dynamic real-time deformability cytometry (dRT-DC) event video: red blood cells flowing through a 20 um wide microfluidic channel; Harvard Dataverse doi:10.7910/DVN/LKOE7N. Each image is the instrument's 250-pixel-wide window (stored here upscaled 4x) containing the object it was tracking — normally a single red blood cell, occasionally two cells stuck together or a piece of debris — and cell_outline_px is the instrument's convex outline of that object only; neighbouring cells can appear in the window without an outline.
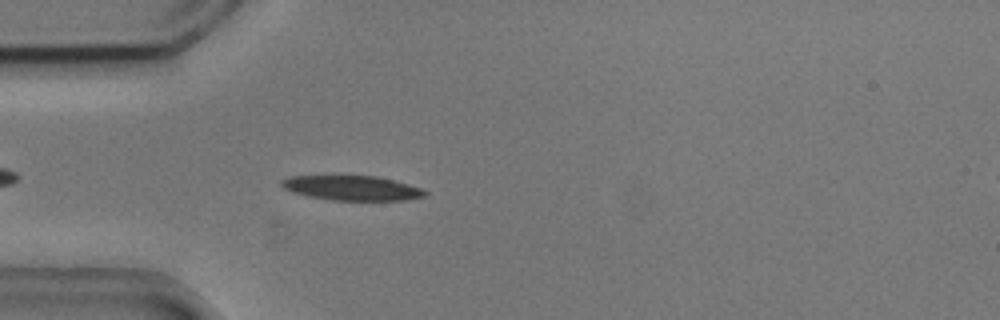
{"species": "common noctule bat (a hibernating species)", "species_latin": "Nyctalus noctula", "temperature_condition": "cold", "stored_images_in_passage": 44, "camera_frame_rate_fps": 3000, "um_per_image_px": 0.085, "animal": {"sex": "male", "body_mass_g": 20.5, "forearm_length_mm": 52.5}, "frame": {"image": 1, "passage_image": 5, "time_ms": 1.333, "image_size_px": [1000, 320], "cell_outline_px": [[428, 196], [404, 200], [332, 200], [308, 196], [292, 192], [284, 188], [280, 184], [280, 180], [288, 176], [376, 176], [408, 184], [420, 188], [428, 192]], "centroid_in_image_um": [29.9, 15.98], "position_along_channel_um": 55.1, "area_um2": 20.58}}
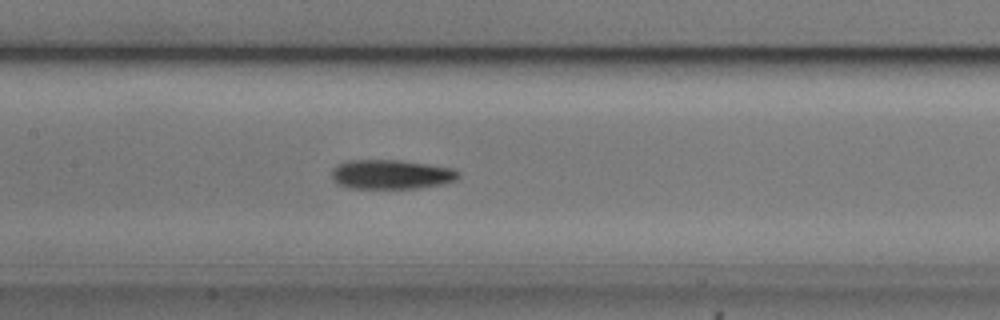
{"frame": {"image": 2, "passage_image": 15, "time_ms": 4.667, "image_size_px": [1000, 320], "cell_outline_px": [[460, 176], [456, 180], [444, 184], [420, 188], [348, 188], [336, 184], [332, 180], [332, 168], [336, 164], [348, 160], [400, 160], [428, 164], [452, 168], [460, 172]], "centroid_in_image_um": [33.23, 14.82], "position_along_channel_um": 174.2, "area_um2": 22.02}}
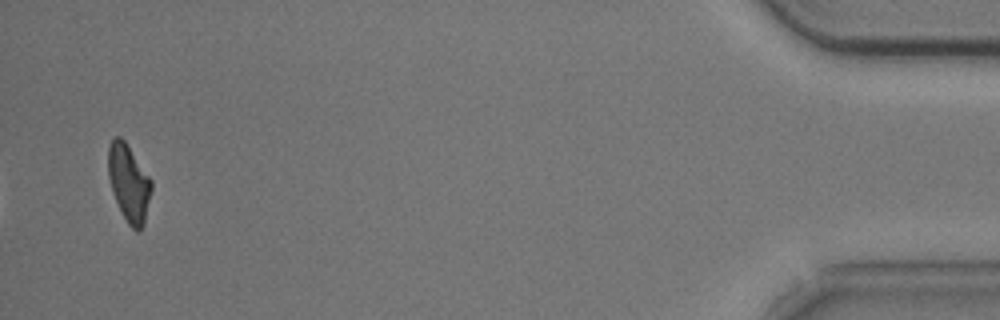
{"frame": {"image": 3, "passage_image": 42, "time_ms": 13.667, "image_size_px": [1000, 320], "cell_outline_px": [[152, 188], [144, 224], [140, 232], [136, 232], [128, 224], [112, 192], [108, 176], [108, 148], [112, 140], [116, 136], [120, 136], [124, 140], [152, 180]], "centroid_in_image_um": [10.96, 15.57], "position_along_channel_um": 424.2, "area_um2": 19.31}, "authors_computed_cell_mechanics": {"area_um2": 20.7213, "velocity_mm_per_s": 3.7223, "shape_relaxation_time_tau1_ms": 3.6543, "shape_relaxation_time_tau2_ms": null, "deformation_change_tau1": 0.1518, "deformation_change_tau2": null}}